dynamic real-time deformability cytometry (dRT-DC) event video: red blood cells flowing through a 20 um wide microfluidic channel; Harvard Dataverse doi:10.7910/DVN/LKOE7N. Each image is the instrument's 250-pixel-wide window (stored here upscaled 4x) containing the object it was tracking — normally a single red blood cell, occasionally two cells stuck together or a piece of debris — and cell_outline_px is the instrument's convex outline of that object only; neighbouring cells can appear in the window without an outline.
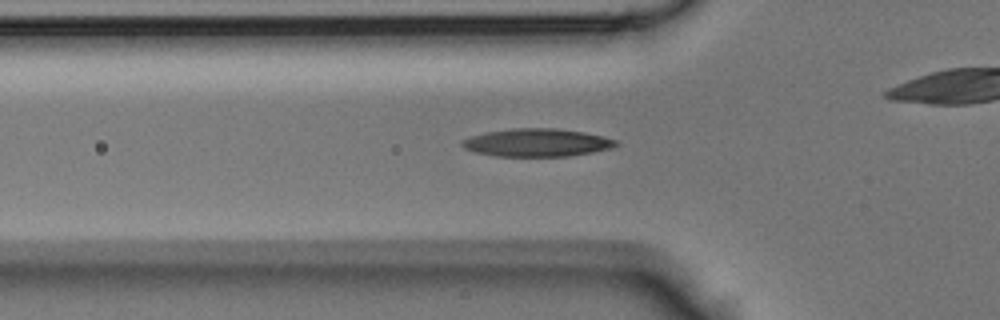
{"species": "Egyptian fruit bat (a non-hibernating species)", "species_latin": "Rousettus aegyptiacus", "temperature_condition": "room temperature", "stored_images_in_passage": 39, "camera_frame_rate_fps": 3000, "um_per_image_px": 0.085, "animal": {"sex": "male"}, "frame": {"image": 1, "passage_image": 13, "time_ms": 4.0, "image_size_px": [1000, 320], "cell_outline_px": [[620, 144], [612, 148], [592, 152], [568, 156], [496, 156], [476, 152], [464, 148], [460, 144], [460, 140], [472, 136], [488, 132], [512, 128], [556, 128], [584, 132], [604, 136], [616, 140]], "centroid_in_image_um": [45.66, 12.12], "position_along_channel_um": 80.1, "area_um2": 25.03}}
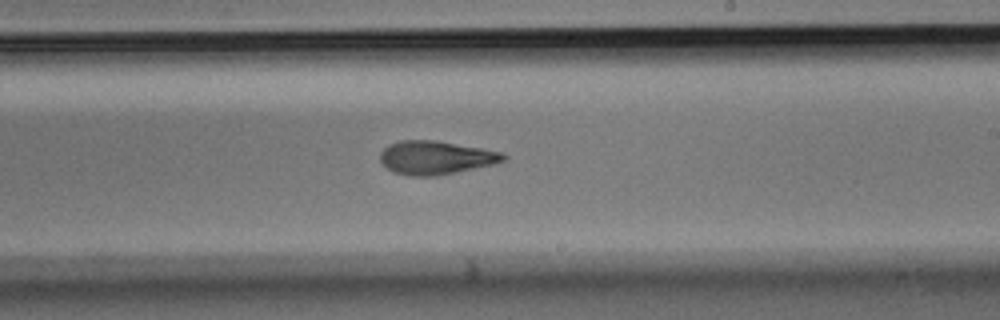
{"frame": {"image": 2, "passage_image": 24, "time_ms": 7.667, "image_size_px": [1000, 320], "cell_outline_px": [[508, 156], [504, 160], [496, 164], [436, 176], [412, 176], [392, 172], [380, 160], [380, 152], [388, 144], [400, 140], [432, 140], [504, 152]], "centroid_in_image_um": [37.04, 13.4], "position_along_channel_um": 252.0, "area_um2": 24.04}}
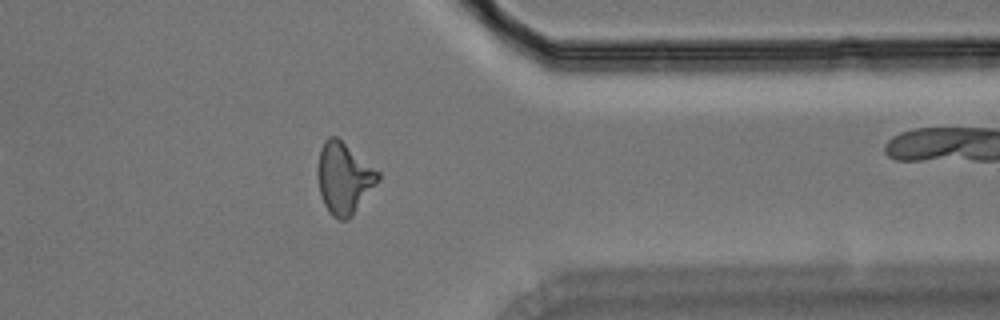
{"frame": {"image": 3, "passage_image": 33, "time_ms": 10.667, "image_size_px": [1000, 320], "cell_outline_px": [[380, 180], [352, 216], [348, 220], [340, 220], [332, 216], [328, 212], [324, 204], [320, 192], [316, 176], [316, 168], [320, 148], [324, 140], [328, 136], [336, 136], [380, 172]], "centroid_in_image_um": [29.21, 15.15], "position_along_channel_um": 382.2, "area_um2": 25.37}}